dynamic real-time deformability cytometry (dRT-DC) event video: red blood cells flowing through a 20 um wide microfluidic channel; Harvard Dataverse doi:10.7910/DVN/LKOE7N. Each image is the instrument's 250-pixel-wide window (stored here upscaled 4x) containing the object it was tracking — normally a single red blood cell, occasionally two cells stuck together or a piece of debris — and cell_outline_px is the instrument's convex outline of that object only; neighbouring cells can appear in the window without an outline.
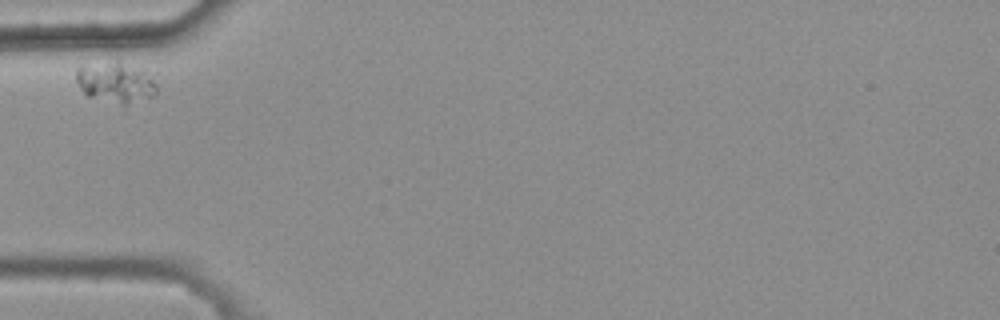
{"species": "common noctule bat (a hibernating species)", "species_latin": "Nyctalus noctula", "temperature_condition": "warm", "stored_images_in_passage": 4, "camera_frame_rate_fps": 3000, "um_per_image_px": 0.085, "animal": {"sex": "female", "body_mass_g": 25.1}, "frame": {"image": 1, "passage_image": 1, "time_ms": 0.0, "image_size_px": [1000, 320], "cell_outline_px": [[156, 96], [124, 112], [88, 96], [84, 92], [76, 80], [76, 68], [80, 64], [116, 60], [120, 60], [156, 72]], "centroid_in_image_um": [9.96, 7.08], "position_along_channel_um": 75.0, "area_um2": 21.85}}
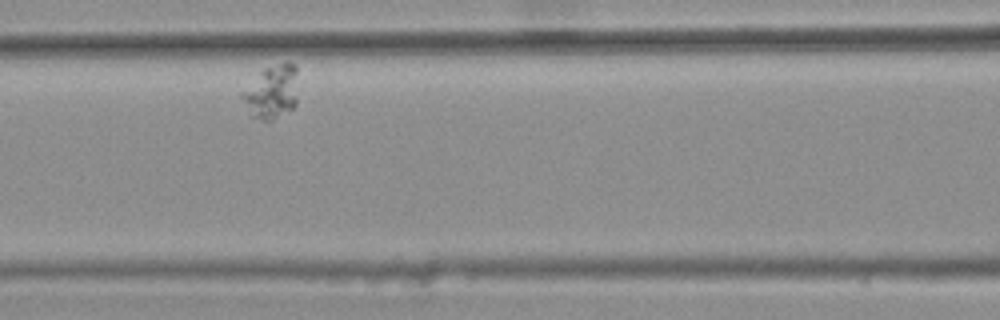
{"frame": {"image": 2, "passage_image": 3, "time_ms": 0.667, "image_size_px": [1000, 320], "cell_outline_px": [[296, 104], [292, 108], [272, 120], [264, 120], [252, 116], [240, 96], [240, 92], [264, 68], [284, 60], [288, 60], [296, 64]], "centroid_in_image_um": [23.09, 7.75], "position_along_channel_um": 143.5, "area_um2": 17.46}}
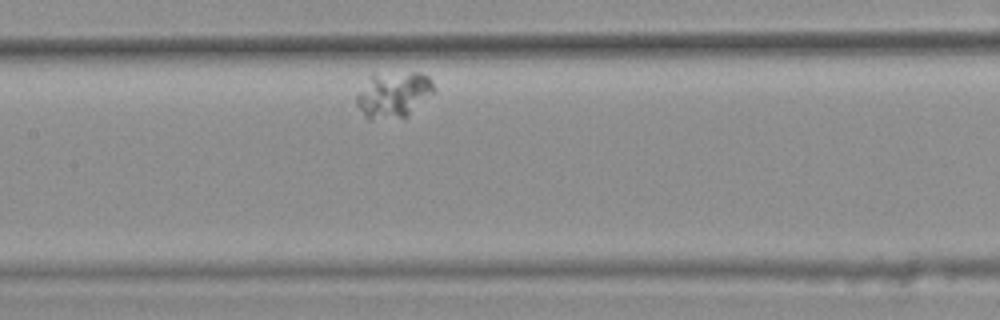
{"frame": {"image": 3, "passage_image": 4, "time_ms": 1.0, "image_size_px": [1000, 320], "cell_outline_px": [[436, 92], [404, 120], [368, 120], [364, 116], [356, 104], [356, 96], [372, 72], [420, 72], [428, 76], [432, 80], [436, 88]], "centroid_in_image_um": [33.48, 8.06], "position_along_channel_um": 173.9, "area_um2": 21.85}}